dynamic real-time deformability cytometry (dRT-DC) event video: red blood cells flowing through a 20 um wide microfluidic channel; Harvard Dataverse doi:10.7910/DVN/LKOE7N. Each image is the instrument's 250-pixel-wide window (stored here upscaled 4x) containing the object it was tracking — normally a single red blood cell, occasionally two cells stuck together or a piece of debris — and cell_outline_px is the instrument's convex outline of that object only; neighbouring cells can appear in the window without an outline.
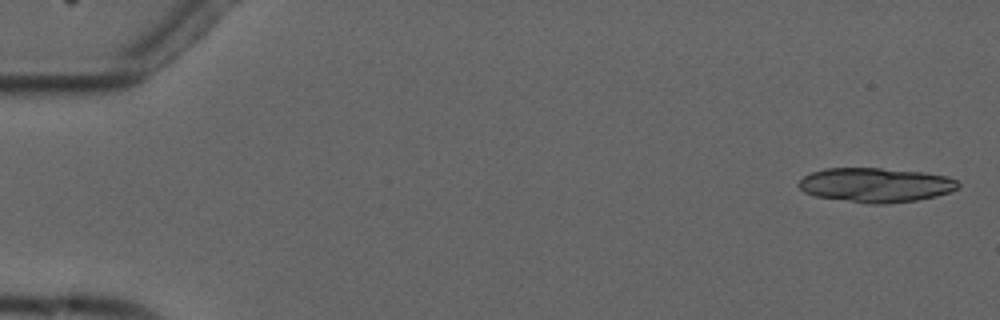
{"species": "common noctule bat (a hibernating species)", "species_latin": "Nyctalus noctula", "temperature_condition": "cold", "stored_images_in_passage": 4, "camera_frame_rate_fps": 3000, "um_per_image_px": 0.085, "animal": {"sex": "male", "forearm_length_mm": 52.5}, "frame": {"image": 1, "passage_image": 1, "time_ms": 0.0, "image_size_px": [1000, 320], "cell_outline_px": [[960, 188], [936, 196], [916, 200], [884, 204], [868, 204], [816, 196], [804, 192], [796, 184], [804, 176], [812, 172], [824, 168], [880, 168], [924, 172], [948, 176], [956, 180], [960, 184]], "centroid_in_image_um": [74.44, 15.72], "position_along_channel_um": 10.6, "area_um2": 32.08}}